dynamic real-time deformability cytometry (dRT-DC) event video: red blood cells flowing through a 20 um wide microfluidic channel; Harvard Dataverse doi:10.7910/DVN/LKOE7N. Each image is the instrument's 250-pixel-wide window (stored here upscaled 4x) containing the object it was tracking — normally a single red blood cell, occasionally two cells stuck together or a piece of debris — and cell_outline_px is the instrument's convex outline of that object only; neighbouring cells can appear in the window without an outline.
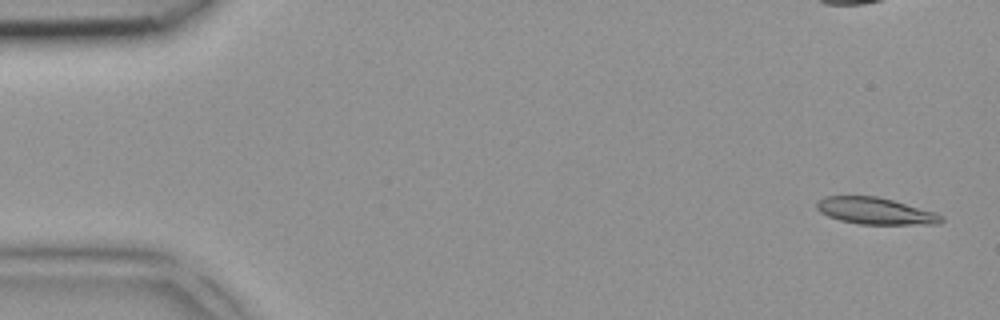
{"species": "common noctule bat (a hibernating species)", "species_latin": "Nyctalus noctula", "temperature_condition": "room temperature", "stored_images_in_passage": 7, "camera_frame_rate_fps": 3000, "um_per_image_px": 0.085, "animal": {"sex": "female", "body_mass_g": 18.4}, "frame": {"image": 1, "passage_image": 1, "time_ms": 0.0, "image_size_px": [1000, 320], "cell_outline_px": [[944, 220], [940, 224], [860, 224], [840, 220], [828, 216], [820, 212], [816, 208], [816, 204], [824, 196], [876, 196], [892, 200], [936, 212], [944, 216]], "centroid_in_image_um": [74.43, 17.94], "position_along_channel_um": 10.6, "area_um2": 19.36}}